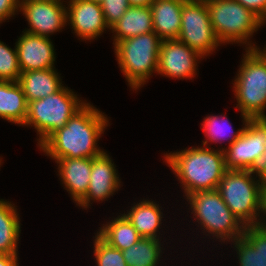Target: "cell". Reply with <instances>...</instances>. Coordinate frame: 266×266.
Listing matches in <instances>:
<instances>
[{
    "instance_id": "1",
    "label": "cell",
    "mask_w": 266,
    "mask_h": 266,
    "mask_svg": "<svg viewBox=\"0 0 266 266\" xmlns=\"http://www.w3.org/2000/svg\"><path fill=\"white\" fill-rule=\"evenodd\" d=\"M109 125L107 115L87 102L63 128L52 133L39 149L54 161L61 158L97 157L105 151L97 142Z\"/></svg>"
},
{
    "instance_id": "2",
    "label": "cell",
    "mask_w": 266,
    "mask_h": 266,
    "mask_svg": "<svg viewBox=\"0 0 266 266\" xmlns=\"http://www.w3.org/2000/svg\"><path fill=\"white\" fill-rule=\"evenodd\" d=\"M165 165L180 183L183 196L218 188L225 171L224 151L213 147L192 146L164 153Z\"/></svg>"
},
{
    "instance_id": "3",
    "label": "cell",
    "mask_w": 266,
    "mask_h": 266,
    "mask_svg": "<svg viewBox=\"0 0 266 266\" xmlns=\"http://www.w3.org/2000/svg\"><path fill=\"white\" fill-rule=\"evenodd\" d=\"M189 211L193 214V221L202 230L203 235L226 245L244 234L245 226L232 213L223 201L220 192L215 190L197 191L187 195ZM200 226V227H199ZM228 242V243H227Z\"/></svg>"
},
{
    "instance_id": "4",
    "label": "cell",
    "mask_w": 266,
    "mask_h": 266,
    "mask_svg": "<svg viewBox=\"0 0 266 266\" xmlns=\"http://www.w3.org/2000/svg\"><path fill=\"white\" fill-rule=\"evenodd\" d=\"M210 21L222 45L238 44L245 49H256L251 39L262 26L266 25L252 10L236 0H205ZM245 45V46H244Z\"/></svg>"
},
{
    "instance_id": "5",
    "label": "cell",
    "mask_w": 266,
    "mask_h": 266,
    "mask_svg": "<svg viewBox=\"0 0 266 266\" xmlns=\"http://www.w3.org/2000/svg\"><path fill=\"white\" fill-rule=\"evenodd\" d=\"M162 39L149 32L117 42L114 47L118 66L130 89L138 91L157 73Z\"/></svg>"
},
{
    "instance_id": "6",
    "label": "cell",
    "mask_w": 266,
    "mask_h": 266,
    "mask_svg": "<svg viewBox=\"0 0 266 266\" xmlns=\"http://www.w3.org/2000/svg\"><path fill=\"white\" fill-rule=\"evenodd\" d=\"M242 57L232 80L235 108L248 118H266V59L256 49H245Z\"/></svg>"
},
{
    "instance_id": "7",
    "label": "cell",
    "mask_w": 266,
    "mask_h": 266,
    "mask_svg": "<svg viewBox=\"0 0 266 266\" xmlns=\"http://www.w3.org/2000/svg\"><path fill=\"white\" fill-rule=\"evenodd\" d=\"M68 86L45 98L28 103V113L23 127H34L39 147L52 133L63 128L68 120L86 103Z\"/></svg>"
},
{
    "instance_id": "8",
    "label": "cell",
    "mask_w": 266,
    "mask_h": 266,
    "mask_svg": "<svg viewBox=\"0 0 266 266\" xmlns=\"http://www.w3.org/2000/svg\"><path fill=\"white\" fill-rule=\"evenodd\" d=\"M261 182L249 170L227 169L218 185L223 201L245 227L258 225Z\"/></svg>"
},
{
    "instance_id": "9",
    "label": "cell",
    "mask_w": 266,
    "mask_h": 266,
    "mask_svg": "<svg viewBox=\"0 0 266 266\" xmlns=\"http://www.w3.org/2000/svg\"><path fill=\"white\" fill-rule=\"evenodd\" d=\"M177 39L205 58L222 45L212 27L205 0H186L183 3Z\"/></svg>"
},
{
    "instance_id": "10",
    "label": "cell",
    "mask_w": 266,
    "mask_h": 266,
    "mask_svg": "<svg viewBox=\"0 0 266 266\" xmlns=\"http://www.w3.org/2000/svg\"><path fill=\"white\" fill-rule=\"evenodd\" d=\"M265 146L266 118H249L241 136L224 147L226 169L249 170Z\"/></svg>"
},
{
    "instance_id": "11",
    "label": "cell",
    "mask_w": 266,
    "mask_h": 266,
    "mask_svg": "<svg viewBox=\"0 0 266 266\" xmlns=\"http://www.w3.org/2000/svg\"><path fill=\"white\" fill-rule=\"evenodd\" d=\"M201 59L204 57L178 39L162 40L157 74L171 79L192 80L197 75Z\"/></svg>"
},
{
    "instance_id": "12",
    "label": "cell",
    "mask_w": 266,
    "mask_h": 266,
    "mask_svg": "<svg viewBox=\"0 0 266 266\" xmlns=\"http://www.w3.org/2000/svg\"><path fill=\"white\" fill-rule=\"evenodd\" d=\"M66 1H29L19 3V12L24 15L28 27L23 31L30 34L50 37L62 32L67 26ZM65 4V5H64Z\"/></svg>"
},
{
    "instance_id": "13",
    "label": "cell",
    "mask_w": 266,
    "mask_h": 266,
    "mask_svg": "<svg viewBox=\"0 0 266 266\" xmlns=\"http://www.w3.org/2000/svg\"><path fill=\"white\" fill-rule=\"evenodd\" d=\"M66 3L67 25L79 40L91 42L110 31L99 3L88 0H66Z\"/></svg>"
},
{
    "instance_id": "14",
    "label": "cell",
    "mask_w": 266,
    "mask_h": 266,
    "mask_svg": "<svg viewBox=\"0 0 266 266\" xmlns=\"http://www.w3.org/2000/svg\"><path fill=\"white\" fill-rule=\"evenodd\" d=\"M117 166L113 159L104 151L101 155L92 158L90 183L86 195L76 204L82 209H88L93 202L108 201L121 188Z\"/></svg>"
},
{
    "instance_id": "15",
    "label": "cell",
    "mask_w": 266,
    "mask_h": 266,
    "mask_svg": "<svg viewBox=\"0 0 266 266\" xmlns=\"http://www.w3.org/2000/svg\"><path fill=\"white\" fill-rule=\"evenodd\" d=\"M50 38L22 31L15 42L21 72L55 68L57 56Z\"/></svg>"
},
{
    "instance_id": "16",
    "label": "cell",
    "mask_w": 266,
    "mask_h": 266,
    "mask_svg": "<svg viewBox=\"0 0 266 266\" xmlns=\"http://www.w3.org/2000/svg\"><path fill=\"white\" fill-rule=\"evenodd\" d=\"M55 163L63 188L77 204L86 195L89 187L92 158H61Z\"/></svg>"
},
{
    "instance_id": "17",
    "label": "cell",
    "mask_w": 266,
    "mask_h": 266,
    "mask_svg": "<svg viewBox=\"0 0 266 266\" xmlns=\"http://www.w3.org/2000/svg\"><path fill=\"white\" fill-rule=\"evenodd\" d=\"M131 209L124 211V215L134 226L136 231L141 237L145 238H154L158 240L164 239L161 238L160 229L162 227V218H165L163 215V208L159 205V202H155L150 199H140L139 202L133 203ZM162 210V211H161ZM161 235V236H160ZM161 238V239H160Z\"/></svg>"
},
{
    "instance_id": "18",
    "label": "cell",
    "mask_w": 266,
    "mask_h": 266,
    "mask_svg": "<svg viewBox=\"0 0 266 266\" xmlns=\"http://www.w3.org/2000/svg\"><path fill=\"white\" fill-rule=\"evenodd\" d=\"M230 243L240 266H266V227L247 226L243 236Z\"/></svg>"
},
{
    "instance_id": "19",
    "label": "cell",
    "mask_w": 266,
    "mask_h": 266,
    "mask_svg": "<svg viewBox=\"0 0 266 266\" xmlns=\"http://www.w3.org/2000/svg\"><path fill=\"white\" fill-rule=\"evenodd\" d=\"M186 0H153L150 5L154 32L162 39H177Z\"/></svg>"
},
{
    "instance_id": "20",
    "label": "cell",
    "mask_w": 266,
    "mask_h": 266,
    "mask_svg": "<svg viewBox=\"0 0 266 266\" xmlns=\"http://www.w3.org/2000/svg\"><path fill=\"white\" fill-rule=\"evenodd\" d=\"M60 75L55 68L26 71L21 72L18 83L29 103L59 91L64 86Z\"/></svg>"
},
{
    "instance_id": "21",
    "label": "cell",
    "mask_w": 266,
    "mask_h": 266,
    "mask_svg": "<svg viewBox=\"0 0 266 266\" xmlns=\"http://www.w3.org/2000/svg\"><path fill=\"white\" fill-rule=\"evenodd\" d=\"M110 31L114 35L113 46L123 39L154 32L150 6H130Z\"/></svg>"
},
{
    "instance_id": "22",
    "label": "cell",
    "mask_w": 266,
    "mask_h": 266,
    "mask_svg": "<svg viewBox=\"0 0 266 266\" xmlns=\"http://www.w3.org/2000/svg\"><path fill=\"white\" fill-rule=\"evenodd\" d=\"M28 113V102L21 85L0 80V119L24 126Z\"/></svg>"
},
{
    "instance_id": "23",
    "label": "cell",
    "mask_w": 266,
    "mask_h": 266,
    "mask_svg": "<svg viewBox=\"0 0 266 266\" xmlns=\"http://www.w3.org/2000/svg\"><path fill=\"white\" fill-rule=\"evenodd\" d=\"M243 127L239 128L238 130H235L232 127L231 122L229 121L226 114L221 113V115H207L204 117L201 124V129L203 130L205 140L202 141L203 144L201 146L204 147H210L211 144H220L221 148L220 150L224 151V148L221 144H224L222 142H225V140L228 142L227 146H230L233 142H235L242 134L243 130L245 129V125L248 122V117L240 114ZM228 134V135H227ZM210 142V143H209Z\"/></svg>"
},
{
    "instance_id": "24",
    "label": "cell",
    "mask_w": 266,
    "mask_h": 266,
    "mask_svg": "<svg viewBox=\"0 0 266 266\" xmlns=\"http://www.w3.org/2000/svg\"><path fill=\"white\" fill-rule=\"evenodd\" d=\"M14 203L0 199V254L18 255L21 218Z\"/></svg>"
},
{
    "instance_id": "25",
    "label": "cell",
    "mask_w": 266,
    "mask_h": 266,
    "mask_svg": "<svg viewBox=\"0 0 266 266\" xmlns=\"http://www.w3.org/2000/svg\"><path fill=\"white\" fill-rule=\"evenodd\" d=\"M95 234L111 247L121 251L128 249L141 238L134 226L121 213L115 218L112 217V220L106 224H102Z\"/></svg>"
},
{
    "instance_id": "26",
    "label": "cell",
    "mask_w": 266,
    "mask_h": 266,
    "mask_svg": "<svg viewBox=\"0 0 266 266\" xmlns=\"http://www.w3.org/2000/svg\"><path fill=\"white\" fill-rule=\"evenodd\" d=\"M161 241L141 237L128 249L121 251L127 266H161L164 253V244Z\"/></svg>"
},
{
    "instance_id": "27",
    "label": "cell",
    "mask_w": 266,
    "mask_h": 266,
    "mask_svg": "<svg viewBox=\"0 0 266 266\" xmlns=\"http://www.w3.org/2000/svg\"><path fill=\"white\" fill-rule=\"evenodd\" d=\"M20 74L16 46L12 49L0 40V80L16 82Z\"/></svg>"
},
{
    "instance_id": "28",
    "label": "cell",
    "mask_w": 266,
    "mask_h": 266,
    "mask_svg": "<svg viewBox=\"0 0 266 266\" xmlns=\"http://www.w3.org/2000/svg\"><path fill=\"white\" fill-rule=\"evenodd\" d=\"M93 239L95 266H127L121 250L111 247L97 234L93 236Z\"/></svg>"
},
{
    "instance_id": "29",
    "label": "cell",
    "mask_w": 266,
    "mask_h": 266,
    "mask_svg": "<svg viewBox=\"0 0 266 266\" xmlns=\"http://www.w3.org/2000/svg\"><path fill=\"white\" fill-rule=\"evenodd\" d=\"M100 5L109 28H111L130 7L128 0H103Z\"/></svg>"
},
{
    "instance_id": "30",
    "label": "cell",
    "mask_w": 266,
    "mask_h": 266,
    "mask_svg": "<svg viewBox=\"0 0 266 266\" xmlns=\"http://www.w3.org/2000/svg\"><path fill=\"white\" fill-rule=\"evenodd\" d=\"M19 13L18 0H0V24Z\"/></svg>"
},
{
    "instance_id": "31",
    "label": "cell",
    "mask_w": 266,
    "mask_h": 266,
    "mask_svg": "<svg viewBox=\"0 0 266 266\" xmlns=\"http://www.w3.org/2000/svg\"><path fill=\"white\" fill-rule=\"evenodd\" d=\"M266 22V0H236Z\"/></svg>"
},
{
    "instance_id": "32",
    "label": "cell",
    "mask_w": 266,
    "mask_h": 266,
    "mask_svg": "<svg viewBox=\"0 0 266 266\" xmlns=\"http://www.w3.org/2000/svg\"><path fill=\"white\" fill-rule=\"evenodd\" d=\"M249 172L261 180H266V146L265 152L255 160Z\"/></svg>"
},
{
    "instance_id": "33",
    "label": "cell",
    "mask_w": 266,
    "mask_h": 266,
    "mask_svg": "<svg viewBox=\"0 0 266 266\" xmlns=\"http://www.w3.org/2000/svg\"><path fill=\"white\" fill-rule=\"evenodd\" d=\"M258 225L266 227V180H262L260 187V210Z\"/></svg>"
},
{
    "instance_id": "34",
    "label": "cell",
    "mask_w": 266,
    "mask_h": 266,
    "mask_svg": "<svg viewBox=\"0 0 266 266\" xmlns=\"http://www.w3.org/2000/svg\"><path fill=\"white\" fill-rule=\"evenodd\" d=\"M18 255L0 254V266H19Z\"/></svg>"
},
{
    "instance_id": "35",
    "label": "cell",
    "mask_w": 266,
    "mask_h": 266,
    "mask_svg": "<svg viewBox=\"0 0 266 266\" xmlns=\"http://www.w3.org/2000/svg\"><path fill=\"white\" fill-rule=\"evenodd\" d=\"M130 6H150L153 0H128Z\"/></svg>"
},
{
    "instance_id": "36",
    "label": "cell",
    "mask_w": 266,
    "mask_h": 266,
    "mask_svg": "<svg viewBox=\"0 0 266 266\" xmlns=\"http://www.w3.org/2000/svg\"><path fill=\"white\" fill-rule=\"evenodd\" d=\"M256 50L266 59V46L263 49H261L260 46H257Z\"/></svg>"
},
{
    "instance_id": "37",
    "label": "cell",
    "mask_w": 266,
    "mask_h": 266,
    "mask_svg": "<svg viewBox=\"0 0 266 266\" xmlns=\"http://www.w3.org/2000/svg\"><path fill=\"white\" fill-rule=\"evenodd\" d=\"M29 1H57V0H18V3L29 2Z\"/></svg>"
},
{
    "instance_id": "38",
    "label": "cell",
    "mask_w": 266,
    "mask_h": 266,
    "mask_svg": "<svg viewBox=\"0 0 266 266\" xmlns=\"http://www.w3.org/2000/svg\"><path fill=\"white\" fill-rule=\"evenodd\" d=\"M88 1H93V2H96V3H101L103 0H88Z\"/></svg>"
},
{
    "instance_id": "39",
    "label": "cell",
    "mask_w": 266,
    "mask_h": 266,
    "mask_svg": "<svg viewBox=\"0 0 266 266\" xmlns=\"http://www.w3.org/2000/svg\"><path fill=\"white\" fill-rule=\"evenodd\" d=\"M3 163H4V162H2V158H1V156H0V167L2 166Z\"/></svg>"
}]
</instances>
